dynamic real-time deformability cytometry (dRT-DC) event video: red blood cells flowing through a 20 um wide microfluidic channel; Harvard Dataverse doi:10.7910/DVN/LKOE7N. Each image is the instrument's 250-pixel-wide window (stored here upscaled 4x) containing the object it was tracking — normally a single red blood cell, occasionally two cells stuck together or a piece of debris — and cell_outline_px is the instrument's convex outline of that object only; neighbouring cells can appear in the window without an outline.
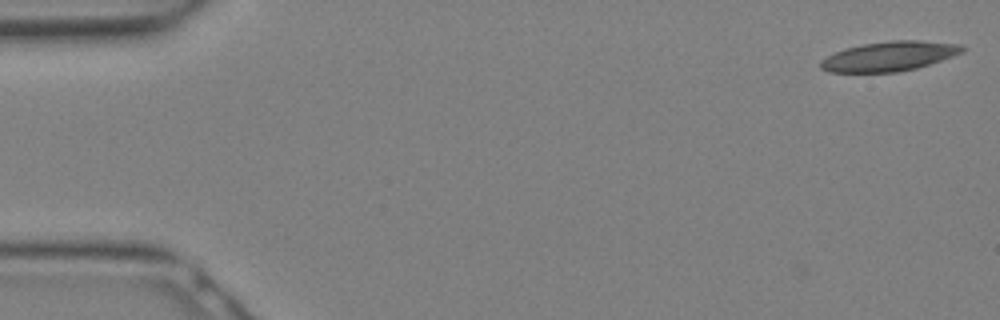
{"species": "Egyptian fruit bat (a non-hibernating species)", "species_latin": "Rousettus aegyptiacus", "temperature_condition": "warm", "stored_images_in_passage": 18, "camera_frame_rate_fps": 3000, "um_per_image_px": 0.085, "animal": {"sex": "female"}, "frame": {"image": 1, "passage_image": 1, "time_ms": 0.0, "image_size_px": [1000, 320], "cell_outline_px": [[964, 52], [916, 68], [896, 72], [828, 72], [820, 68], [820, 60], [836, 52], [860, 44], [892, 40], [920, 40], [964, 44]], "centroid_in_image_um": [75.6, 4.77], "position_along_channel_um": 9.4, "area_um2": 24.39}}
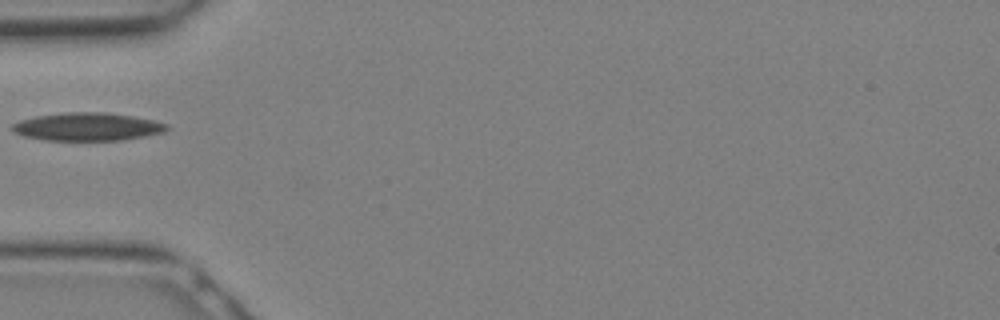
{"frame": {"image": 2, "passage_image": 10, "time_ms": 3.0, "image_size_px": [1000, 320], "cell_outline_px": [[168, 128], [164, 132], [124, 140], [44, 140], [24, 136], [12, 132], [12, 124], [20, 120], [36, 116], [64, 112], [104, 112], [132, 116], [152, 120], [168, 124]], "centroid_in_image_um": [7.4, 10.77], "position_along_channel_um": 77.6, "area_um2": 25.2}}
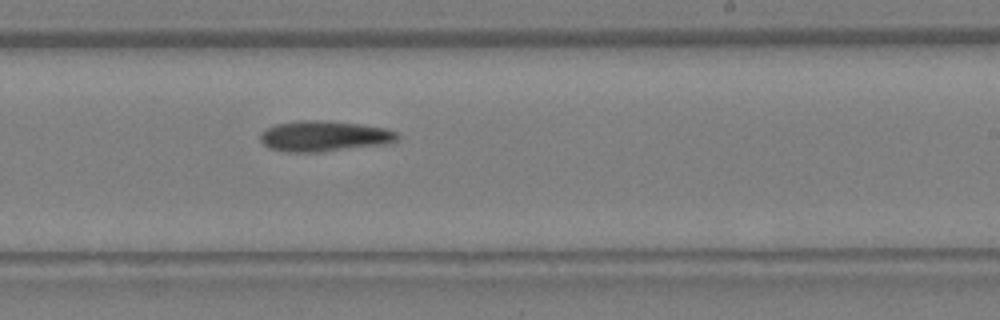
{"frame": {"image": 3, "passage_image": 18, "time_ms": 5.667, "image_size_px": [1000, 320], "cell_outline_px": [[400, 136], [392, 144], [320, 152], [284, 152], [268, 148], [260, 140], [260, 132], [276, 124], [300, 120], [320, 120], [356, 124], [384, 128], [396, 132]], "centroid_in_image_um": [27.55, 11.59], "position_along_channel_um": 261.4, "area_um2": 24.62}}